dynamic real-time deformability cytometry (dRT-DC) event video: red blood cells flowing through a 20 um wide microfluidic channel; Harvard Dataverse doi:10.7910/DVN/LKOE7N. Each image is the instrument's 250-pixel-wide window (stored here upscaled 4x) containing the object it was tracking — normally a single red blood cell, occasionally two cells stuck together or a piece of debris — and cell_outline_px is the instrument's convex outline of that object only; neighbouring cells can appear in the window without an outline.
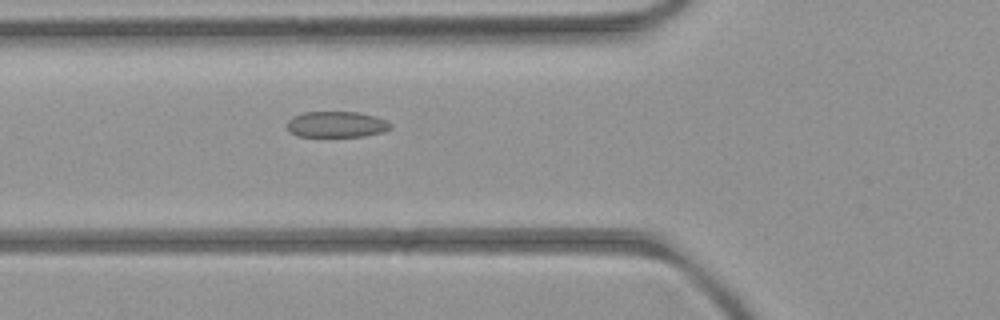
{"species": "common noctule bat (a hibernating species)", "species_latin": "Nyctalus noctula", "temperature_condition": "room temperature", "stored_images_in_passage": 2, "camera_frame_rate_fps": 3000, "um_per_image_px": 0.085, "animal": {"sex": "female", "body_mass_g": 21.9}, "frame": {"image": 1, "passage_image": 2, "time_ms": 1.333, "image_size_px": [1000, 320], "cell_outline_px": [[392, 128], [380, 132], [364, 136], [296, 136], [288, 128], [288, 120], [292, 116], [304, 112], [360, 112], [376, 116], [392, 124]], "centroid_in_image_um": [28.61, 10.56], "position_along_channel_um": 97.2, "area_um2": 15.55}}